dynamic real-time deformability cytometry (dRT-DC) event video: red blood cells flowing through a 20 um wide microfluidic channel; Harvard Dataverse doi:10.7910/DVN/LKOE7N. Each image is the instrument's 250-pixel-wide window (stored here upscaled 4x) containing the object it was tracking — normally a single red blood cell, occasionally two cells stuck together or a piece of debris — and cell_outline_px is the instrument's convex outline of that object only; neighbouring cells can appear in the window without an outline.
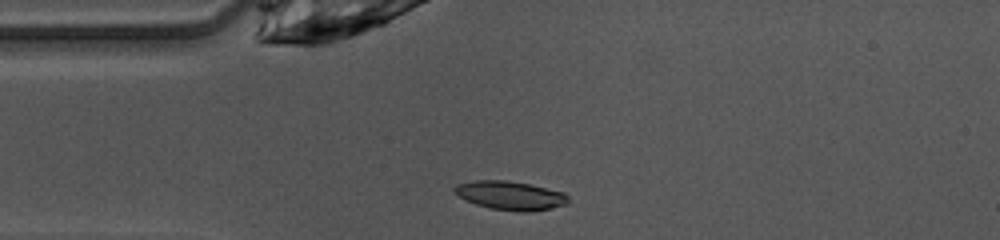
{"species": "common noctule bat (a hibernating species)", "species_latin": "Nyctalus noctula", "temperature_condition": "warm", "stored_images_in_passage": 38, "camera_frame_rate_fps": 3000, "um_per_image_px": 0.085, "animal": {"sex": "female", "body_mass_g": 10.0, "forearm_length_mm": 53.1}, "frame": {"image": 1, "passage_image": 1, "time_ms": 0.0, "image_size_px": [1000, 240], "cell_outline_px": [[568, 204], [552, 208], [532, 212], [520, 212], [492, 208], [476, 204], [452, 192], [452, 188], [456, 184], [476, 180], [504, 180], [528, 184], [564, 192], [568, 196]], "centroid_in_image_um": [43.39, 16.62], "position_along_channel_um": 41.6, "area_um2": 19.02}}
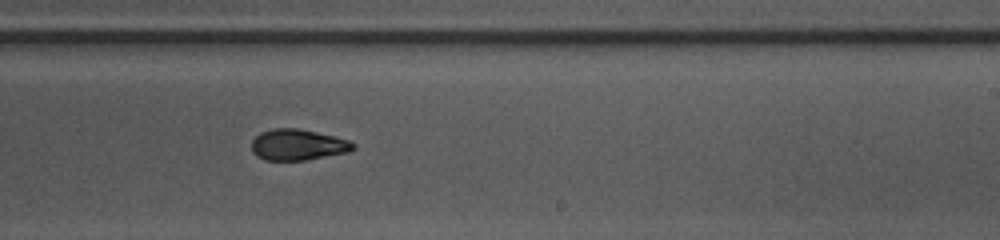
{"frame": {"image": 2, "passage_image": 18, "time_ms": 5.667, "image_size_px": [1000, 240], "cell_outline_px": [[356, 148], [348, 152], [304, 160], [264, 160], [256, 156], [252, 152], [252, 140], [260, 132], [272, 128], [296, 128], [336, 136], [348, 140], [356, 144]], "centroid_in_image_um": [25.31, 12.3], "position_along_channel_um": 263.7, "area_um2": 18.44}}
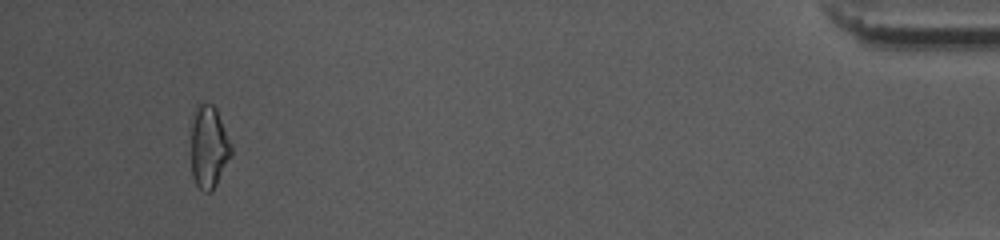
{"frame": {"image": 3, "passage_image": 35, "time_ms": 11.333, "image_size_px": [1000, 240], "cell_outline_px": [[232, 156], [212, 192], [204, 192], [196, 184], [192, 176], [192, 112], [196, 104], [212, 104], [216, 108], [232, 144]], "centroid_in_image_um": [17.76, 12.49], "position_along_channel_um": 417.4, "area_um2": 19.54}, "authors_computed_cell_mechanics": {"area_um2": 18.7272, "velocity_mm_per_s": 4.1081, "shape_relaxation_time_tau1_ms": 3.503, "shape_relaxation_time_tau2_ms": 1.8357, "deformation_change_tau1": 0.1483, "deformation_change_tau2": 0.081}}